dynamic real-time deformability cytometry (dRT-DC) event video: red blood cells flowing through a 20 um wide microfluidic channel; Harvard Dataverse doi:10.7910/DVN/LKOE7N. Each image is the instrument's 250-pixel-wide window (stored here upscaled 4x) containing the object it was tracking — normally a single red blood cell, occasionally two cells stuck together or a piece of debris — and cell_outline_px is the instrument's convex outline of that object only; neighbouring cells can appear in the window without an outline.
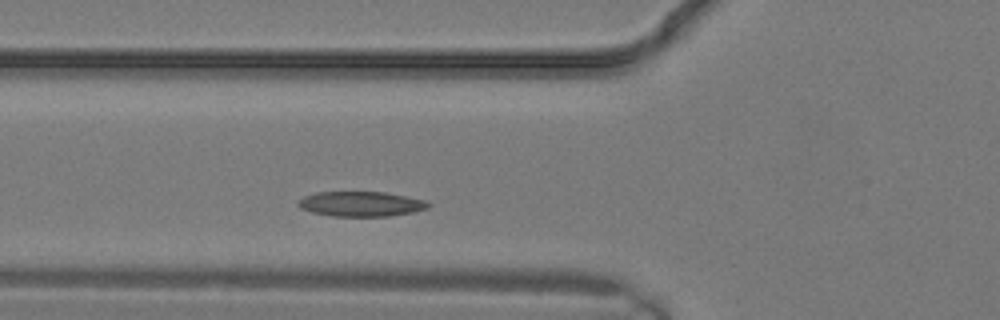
{"species": "common noctule bat (a hibernating species)", "species_latin": "Nyctalus noctula", "temperature_condition": "warm", "stored_images_in_passage": 24, "camera_frame_rate_fps": 3000, "um_per_image_px": 0.085, "animal": {"sex": "male", "body_mass_g": 19.2, "forearm_length_mm": 51.8}, "frame": {"image": 1, "passage_image": 6, "time_ms": 1.667, "image_size_px": [1000, 320], "cell_outline_px": [[432, 204], [428, 208], [412, 212], [388, 216], [332, 216], [312, 212], [300, 208], [296, 204], [296, 200], [304, 196], [316, 192], [384, 192], [428, 200]], "centroid_in_image_um": [30.67, 17.33], "position_along_channel_um": 95.1, "area_um2": 19.07}}
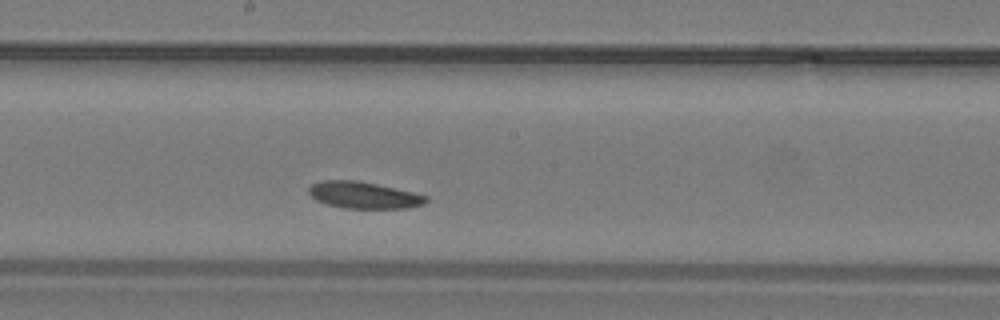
{"frame": {"image": 2, "passage_image": 11, "time_ms": 3.333, "image_size_px": [1000, 320], "cell_outline_px": [[428, 200], [424, 204], [408, 208], [344, 208], [328, 204], [316, 200], [308, 192], [308, 188], [312, 184], [320, 180], [356, 180], [376, 184], [412, 192], [428, 196]], "centroid_in_image_um": [30.91, 16.58], "position_along_channel_um": 217.3, "area_um2": 18.15}}
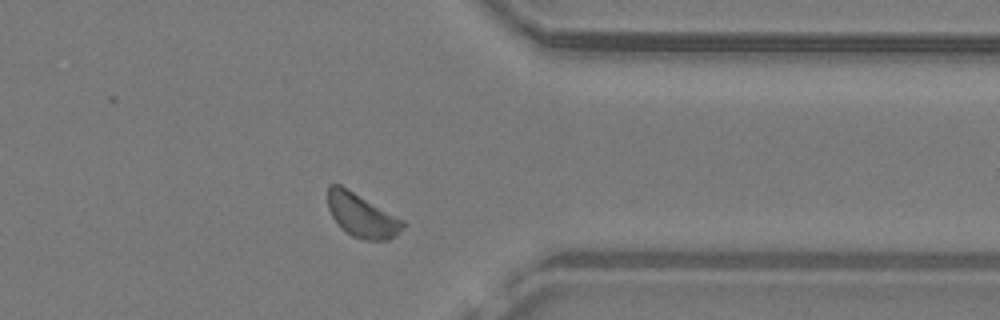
{"frame": {"image": 3, "passage_image": 18, "time_ms": 5.667, "image_size_px": [1000, 320], "cell_outline_px": [[408, 224], [404, 228], [388, 240], [364, 240], [352, 236], [332, 216], [328, 208], [328, 184], [340, 184], [404, 220]], "centroid_in_image_um": [30.78, 18.3], "position_along_channel_um": 380.6, "area_um2": 18.84}}